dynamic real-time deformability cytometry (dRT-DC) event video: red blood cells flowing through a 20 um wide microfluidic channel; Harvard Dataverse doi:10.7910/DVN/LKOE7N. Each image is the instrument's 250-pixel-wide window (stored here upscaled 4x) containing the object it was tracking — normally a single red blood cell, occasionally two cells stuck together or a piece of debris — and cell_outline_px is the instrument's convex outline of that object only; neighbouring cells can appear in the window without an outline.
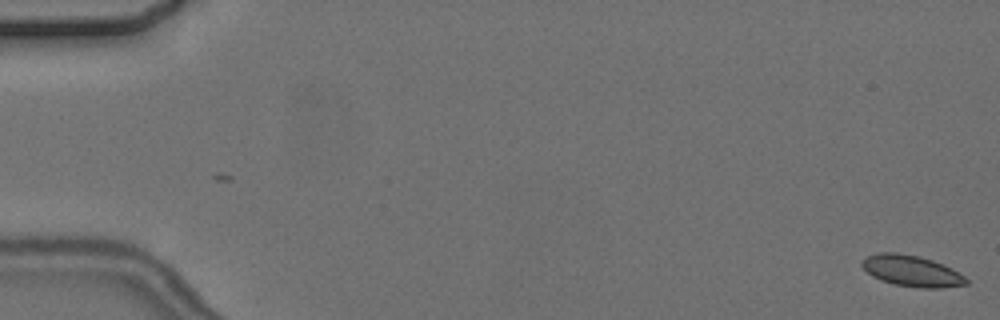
{"species": "common noctule bat (a hibernating species)", "species_latin": "Nyctalus noctula", "temperature_condition": "cold", "stored_images_in_passage": 7, "camera_frame_rate_fps": 3000, "um_per_image_px": 0.085, "animal": {"sex": "female", "body_mass_g": 24.6, "forearm_length_mm": 56.2}, "frame": {"image": 1, "passage_image": 1, "time_ms": 0.0, "image_size_px": [1000, 320], "cell_outline_px": [[968, 284], [944, 288], [920, 288], [892, 284], [880, 280], [872, 276], [860, 264], [860, 260], [868, 256], [880, 252], [896, 252], [916, 256], [932, 260], [944, 264], [952, 268], [964, 276], [968, 280]], "centroid_in_image_um": [77.49, 23.04], "position_along_channel_um": 7.5, "area_um2": 19.02}}
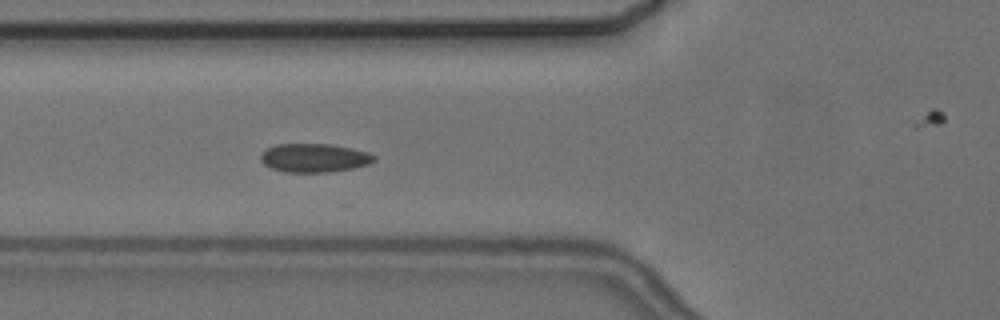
{"frame": {"image": 2, "passage_image": 7, "time_ms": 7.0, "image_size_px": [1000, 320], "cell_outline_px": [[376, 160], [368, 164], [352, 168], [328, 172], [284, 172], [272, 168], [264, 164], [260, 160], [260, 156], [268, 148], [276, 144], [332, 144], [352, 148], [368, 152], [376, 156]], "centroid_in_image_um": [26.73, 13.41], "position_along_channel_um": 99.1, "area_um2": 18.9}}